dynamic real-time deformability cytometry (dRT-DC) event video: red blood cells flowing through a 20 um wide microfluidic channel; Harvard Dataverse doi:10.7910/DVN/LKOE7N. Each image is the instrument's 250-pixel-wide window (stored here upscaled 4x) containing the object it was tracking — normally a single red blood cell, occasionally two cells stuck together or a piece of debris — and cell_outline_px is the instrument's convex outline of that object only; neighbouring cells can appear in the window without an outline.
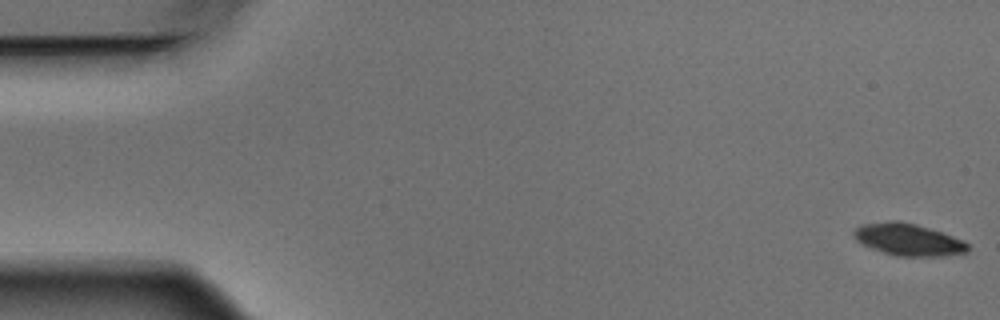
{"species": "Egyptian fruit bat (a non-hibernating species)", "species_latin": "Rousettus aegyptiacus", "temperature_condition": "warm", "stored_images_in_passage": 5, "camera_frame_rate_fps": 3000, "um_per_image_px": 0.085, "animal": {"sex": "male"}, "frame": {"image": 1, "passage_image": 1, "time_ms": 0.0, "image_size_px": [1000, 320], "cell_outline_px": [[968, 252], [944, 256], [900, 256], [884, 252], [872, 248], [856, 240], [852, 232], [856, 228], [864, 224], [888, 220], [896, 220], [916, 224], [964, 240], [968, 244]], "centroid_in_image_um": [77.21, 20.36], "position_along_channel_um": 7.8, "area_um2": 21.04}}